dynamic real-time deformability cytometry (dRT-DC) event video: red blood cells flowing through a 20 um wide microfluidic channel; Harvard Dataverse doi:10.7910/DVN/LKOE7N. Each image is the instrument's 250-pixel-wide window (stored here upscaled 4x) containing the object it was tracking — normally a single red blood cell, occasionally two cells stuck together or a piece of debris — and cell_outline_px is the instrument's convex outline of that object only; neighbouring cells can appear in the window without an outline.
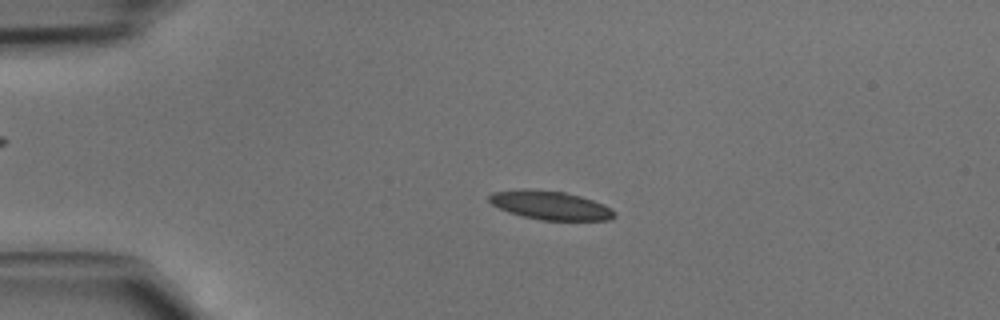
{"species": "common noctule bat (a hibernating species)", "species_latin": "Nyctalus noctula", "temperature_condition": "cold", "stored_images_in_passage": 23, "camera_frame_rate_fps": 3000, "um_per_image_px": 0.085, "animal": {"sex": "male", "body_mass_g": 15.6}, "frame": {"image": 1, "passage_image": 7, "time_ms": 2.0, "image_size_px": [1000, 320], "cell_outline_px": [[616, 216], [608, 220], [540, 220], [508, 212], [492, 204], [488, 200], [488, 196], [492, 192], [524, 188], [564, 192], [580, 196], [604, 204], [616, 212]], "centroid_in_image_um": [46.77, 17.44], "position_along_channel_um": 38.2, "area_um2": 20.92}}